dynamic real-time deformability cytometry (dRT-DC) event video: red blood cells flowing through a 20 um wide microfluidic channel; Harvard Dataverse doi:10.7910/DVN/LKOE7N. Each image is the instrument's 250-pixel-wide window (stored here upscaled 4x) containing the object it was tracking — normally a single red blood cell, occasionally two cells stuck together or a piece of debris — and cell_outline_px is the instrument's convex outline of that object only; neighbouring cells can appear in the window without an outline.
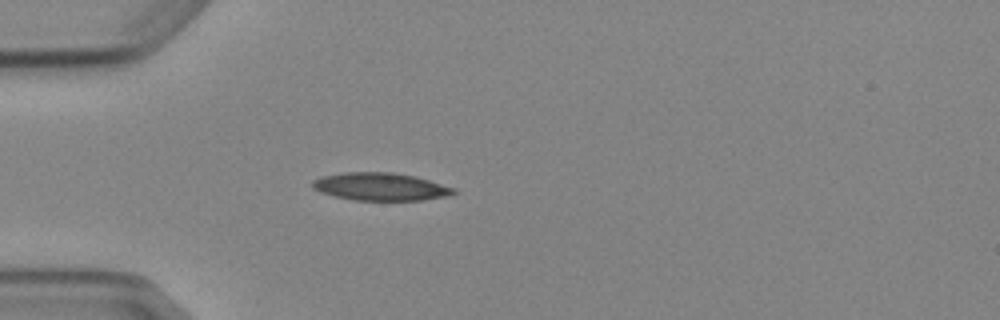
{"species": "Egyptian fruit bat (a non-hibernating species)", "species_latin": "Rousettus aegyptiacus", "temperature_condition": "cold", "stored_images_in_passage": 3, "camera_frame_rate_fps": 3000, "um_per_image_px": 0.085, "animal": {"sex": "female"}, "frame": {"image": 1, "passage_image": 3, "time_ms": 3.333, "image_size_px": [1000, 320], "cell_outline_px": [[456, 192], [448, 196], [420, 200], [352, 200], [320, 192], [312, 188], [312, 180], [320, 176], [344, 172], [392, 172], [416, 176], [456, 188]], "centroid_in_image_um": [32.33, 15.86], "position_along_channel_um": 52.7, "area_um2": 22.95}}